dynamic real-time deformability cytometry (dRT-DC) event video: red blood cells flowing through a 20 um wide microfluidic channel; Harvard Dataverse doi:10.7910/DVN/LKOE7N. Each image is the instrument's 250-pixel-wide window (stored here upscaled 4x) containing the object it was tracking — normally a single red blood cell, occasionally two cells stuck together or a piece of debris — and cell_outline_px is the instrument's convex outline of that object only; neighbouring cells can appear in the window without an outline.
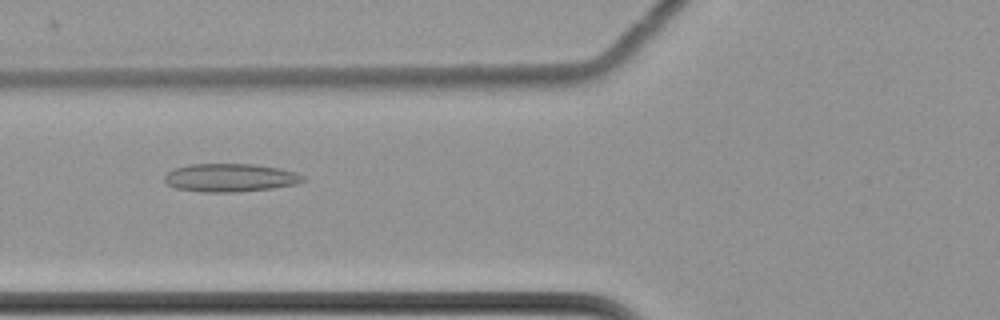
{"species": "common noctule bat (a hibernating species)", "species_latin": "Nyctalus noctula", "temperature_condition": "cold", "stored_images_in_passage": 60, "camera_frame_rate_fps": 3000, "um_per_image_px": 0.085, "animal": {"sex": "female", "body_mass_g": 22.7, "forearm_length_mm": 54.2}, "frame": {"image": 1, "passage_image": 24, "time_ms": 7.667, "image_size_px": [1000, 320], "cell_outline_px": [[304, 180], [296, 184], [272, 188], [236, 192], [204, 192], [176, 188], [164, 184], [164, 176], [172, 168], [188, 164], [256, 164], [280, 168], [296, 172], [304, 176]], "centroid_in_image_um": [19.53, 15.1], "position_along_channel_um": 106.3, "area_um2": 22.95}}
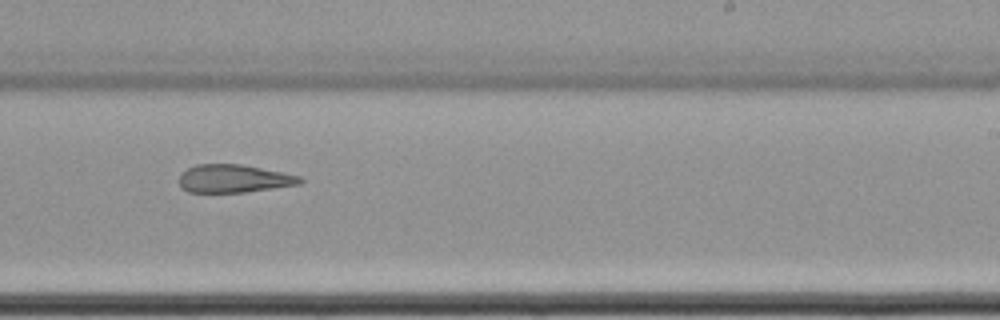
{"frame": {"image": 2, "passage_image": 38, "time_ms": 12.333, "image_size_px": [1000, 320], "cell_outline_px": [[304, 180], [300, 184], [244, 192], [188, 192], [180, 188], [180, 172], [196, 164], [240, 164], [284, 172], [300, 176]], "centroid_in_image_um": [19.86, 15.17], "position_along_channel_um": 269.1, "area_um2": 19.77}}
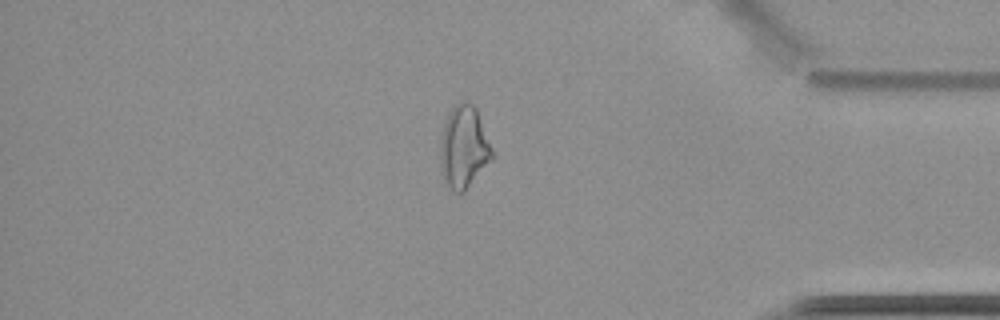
{"frame": {"image": 3, "passage_image": 51, "time_ms": 16.667, "image_size_px": [1000, 320], "cell_outline_px": [[492, 160], [464, 192], [452, 192], [444, 184], [440, 168], [440, 136], [448, 112], [460, 100], [472, 104], [476, 108], [492, 148]], "centroid_in_image_um": [39.39, 12.54], "position_along_channel_um": 395.8, "area_um2": 25.14}, "authors_computed_cell_mechanics": {"area_um2": 24.3627, "velocity_mm_per_s": 3.4933, "shape_relaxation_time_tau1_ms": null, "shape_relaxation_time_tau2_ms": 2.7743, "deformation_change_tau1": null, "deformation_change_tau2": 0.1147}}